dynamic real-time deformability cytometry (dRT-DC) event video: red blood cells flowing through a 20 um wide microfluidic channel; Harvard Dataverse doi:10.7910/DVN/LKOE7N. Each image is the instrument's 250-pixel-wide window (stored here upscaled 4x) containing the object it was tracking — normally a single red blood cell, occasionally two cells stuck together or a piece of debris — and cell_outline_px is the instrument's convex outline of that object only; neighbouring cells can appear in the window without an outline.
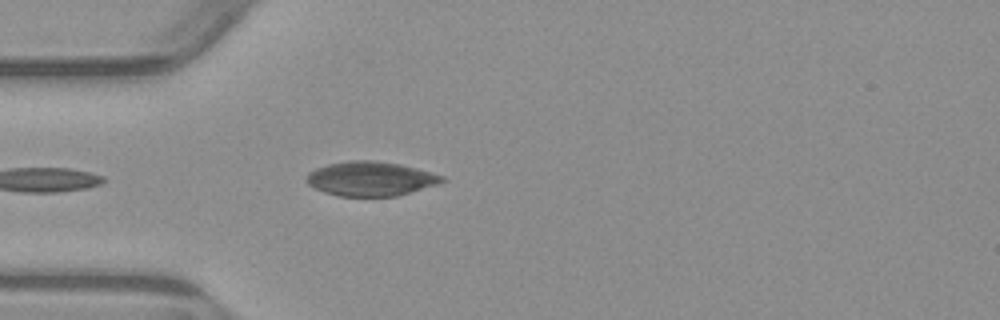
{"species": "common noctule bat (a hibernating species)", "species_latin": "Nyctalus noctula", "temperature_condition": "warm", "stored_images_in_passage": 4, "camera_frame_rate_fps": 3000, "um_per_image_px": 0.085, "animal": {"sex": "male", "body_mass_g": 23.1, "forearm_length_mm": 52.7}, "frame": {"image": 1, "passage_image": 4, "time_ms": 4.667, "image_size_px": [1000, 320], "cell_outline_px": [[448, 180], [440, 184], [396, 196], [340, 196], [324, 192], [308, 184], [304, 180], [308, 172], [316, 168], [328, 164], [352, 160], [372, 160], [400, 164], [432, 172], [444, 176]], "centroid_in_image_um": [31.53, 15.19], "position_along_channel_um": 53.5, "area_um2": 27.28}}